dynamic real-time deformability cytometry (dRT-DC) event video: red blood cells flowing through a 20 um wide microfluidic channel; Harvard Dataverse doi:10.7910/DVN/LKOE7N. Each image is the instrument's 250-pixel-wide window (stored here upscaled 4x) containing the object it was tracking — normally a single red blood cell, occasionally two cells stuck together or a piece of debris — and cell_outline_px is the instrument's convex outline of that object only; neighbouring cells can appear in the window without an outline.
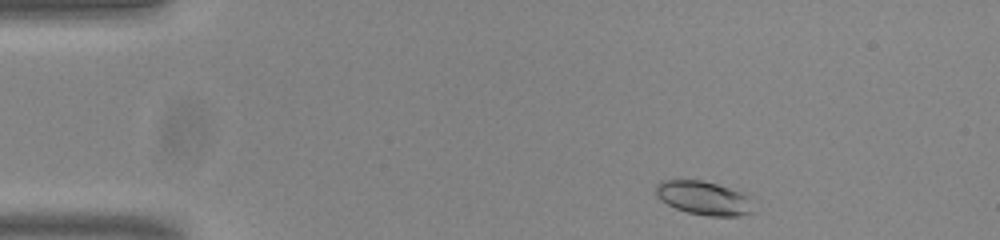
{"species": "common noctule bat (a hibernating species)", "species_latin": "Nyctalus noctula", "temperature_condition": "room temperature", "stored_images_in_passage": 48, "camera_frame_rate_fps": 3000, "um_per_image_px": 0.085, "animal": {"sex": "male", "body_mass_g": 20.0, "forearm_length_mm": 53.3}, "frame": {"image": 1, "passage_image": 2, "time_ms": 0.333, "image_size_px": [1000, 240], "cell_outline_px": [[756, 212], [740, 216], [708, 216], [688, 212], [676, 208], [660, 200], [656, 196], [656, 184], [660, 180], [700, 180], [716, 184], [740, 192], [748, 196]], "centroid_in_image_um": [59.82, 16.84], "position_along_channel_um": 25.2, "area_um2": 19.19}}
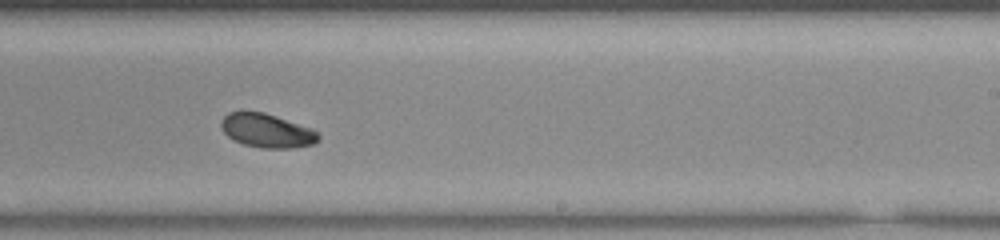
{"frame": {"image": 2, "passage_image": 27, "time_ms": 8.667, "image_size_px": [1000, 240], "cell_outline_px": [[320, 140], [312, 144], [292, 148], [260, 148], [244, 144], [232, 140], [220, 128], [220, 120], [228, 112], [240, 108], [264, 112], [312, 128], [320, 132]], "centroid_in_image_um": [22.64, 11.07], "position_along_channel_um": 266.4, "area_um2": 19.88}}
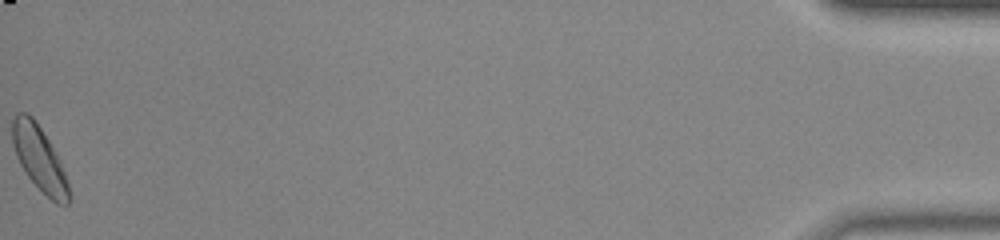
{"frame": {"image": 3, "passage_image": 48, "time_ms": 15.667, "image_size_px": [1000, 240], "cell_outline_px": [[72, 200], [68, 204], [56, 204], [24, 172], [16, 156], [12, 144], [12, 116], [16, 112], [28, 112], [32, 116], [56, 152], [60, 160], [72, 196]], "centroid_in_image_um": [3.34, 13.46], "position_along_channel_um": 431.9, "area_um2": 21.33}, "authors_computed_cell_mechanics": {"area_um2": 19.5942, "velocity_mm_per_s": 3.7915, "shape_relaxation_time_tau1_ms": 1.8492, "shape_relaxation_time_tau2_ms": null, "deformation_change_tau1": 0.0895, "deformation_change_tau2": null}}